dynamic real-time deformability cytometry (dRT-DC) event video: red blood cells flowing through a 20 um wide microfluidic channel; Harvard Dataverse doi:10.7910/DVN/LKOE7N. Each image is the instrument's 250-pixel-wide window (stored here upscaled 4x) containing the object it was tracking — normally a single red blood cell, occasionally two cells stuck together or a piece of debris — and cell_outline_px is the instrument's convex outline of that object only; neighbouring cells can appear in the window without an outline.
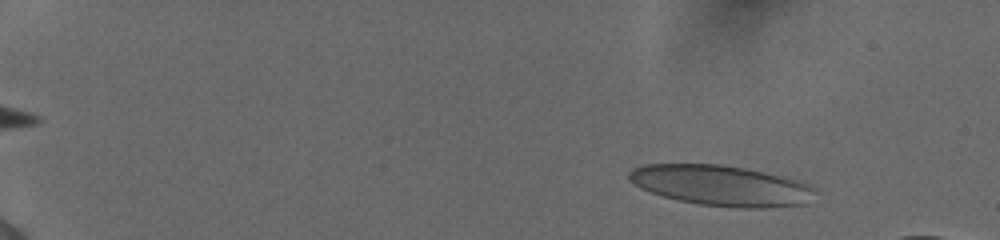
{"species": "human", "species_latin": "Homo sapiens", "temperature_condition": "cold", "stored_images_in_passage": 56, "segment_of_instrument_passage": [1, 2], "camera_frame_rate_fps": 3000, "um_per_image_px": 0.085, "donor": {"sex": "female"}, "frame": {"image": 1, "passage_image": 7, "time_ms": 2.0, "image_size_px": [1000, 240], "cell_outline_px": [[816, 192], [804, 204], [768, 208], [740, 208], [700, 204], [680, 200], [664, 196], [640, 188], [628, 180], [628, 172], [632, 168], [644, 164], [720, 164], [744, 168], [764, 172], [796, 180], [808, 184]], "centroid_in_image_um": [61.25, 15.76], "position_along_channel_um": 23.7, "area_um2": 43.64}}
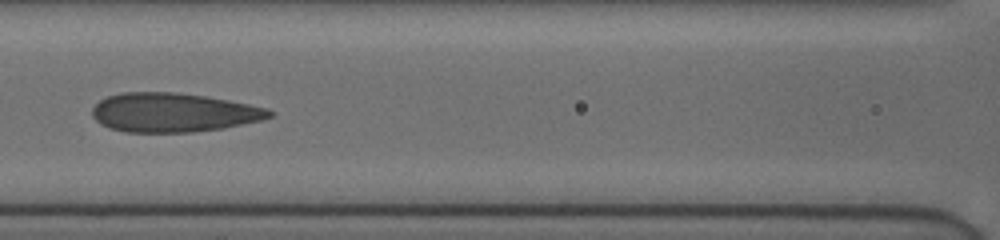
{"frame": {"image": 2, "passage_image": 28, "time_ms": 9.0, "image_size_px": [1000, 240], "cell_outline_px": [[272, 116], [260, 120], [224, 128], [192, 132], [124, 132], [108, 128], [100, 124], [92, 116], [92, 108], [100, 100], [108, 96], [120, 92], [176, 92], [204, 96], [228, 100], [268, 108], [272, 112]], "centroid_in_image_um": [14.69, 9.56], "position_along_channel_um": 151.9, "area_um2": 40.34}}
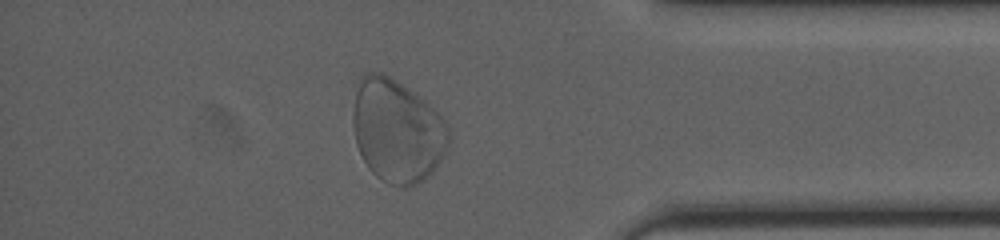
{"frame": {"image": 3, "passage_image": 49, "time_ms": 16.0, "image_size_px": [1000, 240], "cell_outline_px": [[452, 140], [440, 160], [432, 172], [416, 184], [404, 188], [388, 184], [380, 180], [368, 168], [356, 144], [352, 120], [352, 112], [356, 92], [360, 76], [364, 72], [384, 72], [424, 100], [444, 120], [448, 128]], "centroid_in_image_um": [33.74, 11.12], "position_along_channel_um": 401.5, "area_um2": 57.63}}